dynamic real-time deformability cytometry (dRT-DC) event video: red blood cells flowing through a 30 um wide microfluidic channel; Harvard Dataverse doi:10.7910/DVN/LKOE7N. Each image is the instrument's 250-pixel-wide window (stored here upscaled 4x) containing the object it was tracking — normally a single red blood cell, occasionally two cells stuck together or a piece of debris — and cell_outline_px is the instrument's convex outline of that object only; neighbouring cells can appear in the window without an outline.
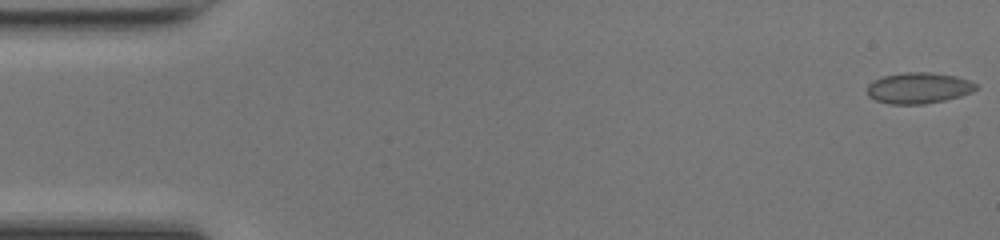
{"species": "common noctule bat (a hibernating species)", "species_latin": "Nyctalus noctula", "temperature_condition": "room temperature", "stored_images_in_passage": 49, "camera_frame_rate_fps": 3000, "um_per_image_px": 0.085, "animal": {"sex": "female", "body_mass_g": 17.0, "forearm_length_mm": 48.0}, "frame": {"image": 1, "passage_image": 1, "time_ms": 0.0, "image_size_px": [1000, 240], "cell_outline_px": [[976, 88], [972, 92], [960, 96], [944, 100], [924, 104], [888, 104], [876, 100], [868, 96], [868, 84], [872, 80], [884, 76], [904, 72], [932, 72], [956, 76], [968, 80], [976, 84]], "centroid_in_image_um": [78.06, 7.48], "position_along_channel_um": 6.9, "area_um2": 19.65}}
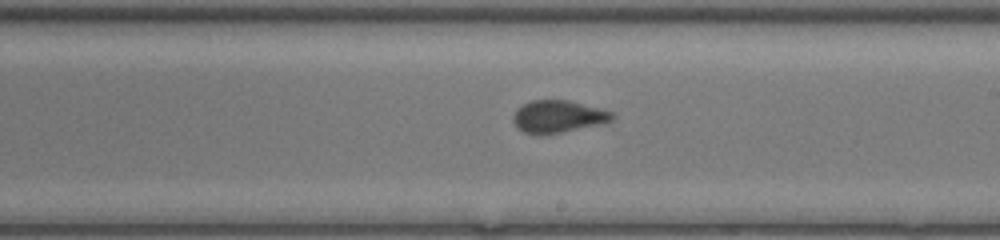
{"frame": {"image": 2, "passage_image": 28, "time_ms": 9.0, "image_size_px": [1000, 240], "cell_outline_px": [[616, 116], [612, 120], [604, 124], [540, 136], [524, 132], [516, 128], [512, 120], [512, 116], [516, 108], [532, 100], [568, 100], [612, 112]], "centroid_in_image_um": [47.4, 9.93], "position_along_channel_um": 241.6, "area_um2": 18.9}}
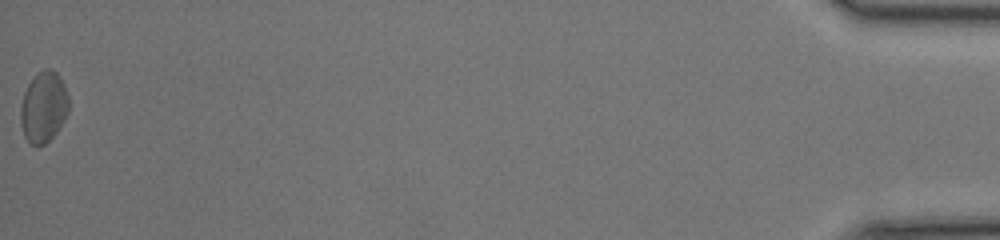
{"frame": {"image": 3, "passage_image": 49, "time_ms": 16.0, "image_size_px": [1000, 240], "cell_outline_px": [[68, 112], [64, 120], [56, 132], [44, 144], [32, 144], [24, 136], [20, 124], [20, 108], [24, 92], [28, 84], [44, 68], [48, 68], [56, 72], [60, 76], [64, 84], [68, 96]], "centroid_in_image_um": [3.7, 9.08], "position_along_channel_um": 431.5, "area_um2": 19.65}, "authors_computed_cell_mechanics": {"area_um2": 18.5538, "velocity_mm_per_s": 4.2665, "shape_relaxation_time_tau1_ms": null, "shape_relaxation_time_tau2_ms": 1.0074, "deformation_change_tau1": null, "deformation_change_tau2": 0.0399}}